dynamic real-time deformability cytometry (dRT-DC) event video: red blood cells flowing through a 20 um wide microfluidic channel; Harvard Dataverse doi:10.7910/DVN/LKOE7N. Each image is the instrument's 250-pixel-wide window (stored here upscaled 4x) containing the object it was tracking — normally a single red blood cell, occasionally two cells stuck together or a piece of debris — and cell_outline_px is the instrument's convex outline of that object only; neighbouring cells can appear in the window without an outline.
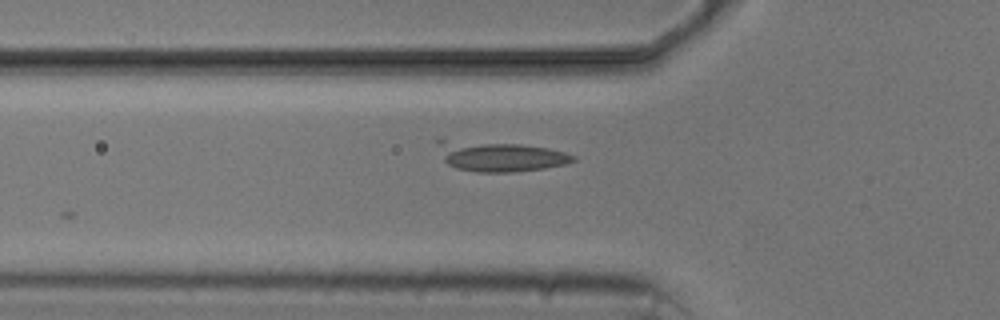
{"species": "common noctule bat (a hibernating species)", "species_latin": "Nyctalus noctula", "temperature_condition": "cold", "stored_images_in_passage": 3, "segment_of_instrument_passage": [1, 2], "camera_frame_rate_fps": 3000, "um_per_image_px": 0.085, "animal": {"sex": "male", "body_mass_g": 20.5, "forearm_length_mm": 52.5}, "frame": {"image": 1, "passage_image": 2, "time_ms": 1.333, "image_size_px": [1000, 320], "cell_outline_px": [[576, 160], [568, 164], [544, 168], [512, 172], [476, 172], [456, 168], [448, 164], [444, 160], [436, 144], [436, 140], [444, 140], [520, 144], [548, 148], [564, 152], [576, 156]], "centroid_in_image_um": [42.51, 13.3], "position_along_channel_um": 83.3, "area_um2": 23.52}}